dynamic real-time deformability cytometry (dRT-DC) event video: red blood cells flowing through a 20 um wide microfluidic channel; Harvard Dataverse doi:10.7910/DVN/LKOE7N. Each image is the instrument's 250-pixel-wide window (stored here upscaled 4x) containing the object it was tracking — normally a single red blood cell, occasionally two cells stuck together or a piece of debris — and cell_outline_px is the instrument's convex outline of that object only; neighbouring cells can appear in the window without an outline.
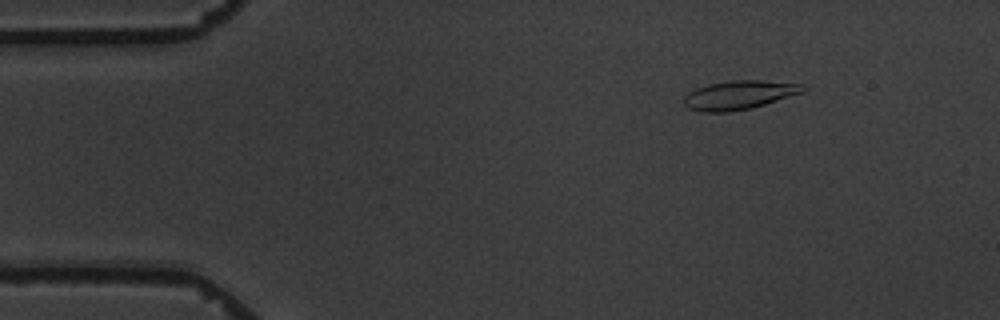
{"species": "common noctule bat (a hibernating species)", "species_latin": "Nyctalus noctula", "temperature_condition": "warm", "stored_images_in_passage": 10, "camera_frame_rate_fps": 3000, "um_per_image_px": 0.085, "animal": {"sex": "male", "body_mass_g": 19.5, "forearm_length_mm": 54.6}, "frame": {"image": 1, "passage_image": 2, "time_ms": 1.0, "image_size_px": [1000, 320], "cell_outline_px": [[808, 88], [804, 92], [752, 108], [728, 112], [704, 112], [688, 108], [684, 104], [684, 96], [688, 92], [696, 88], [708, 84], [732, 80], [760, 80], [804, 84]], "centroid_in_image_um": [62.84, 8.07], "position_along_channel_um": 22.2, "area_um2": 20.11}}
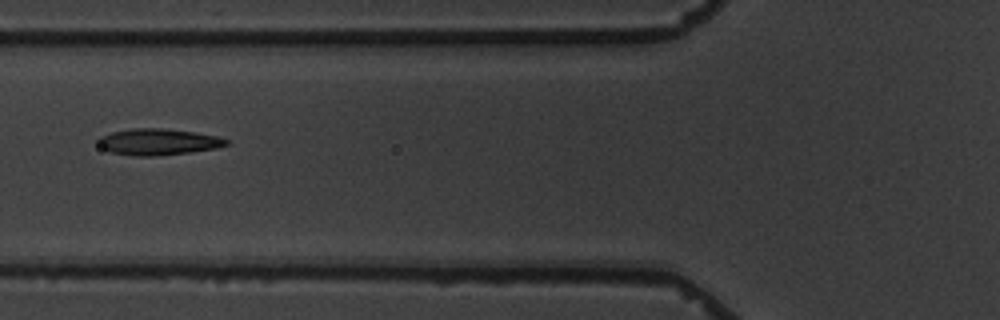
{"frame": {"image": 2, "passage_image": 6, "time_ms": 5.667, "image_size_px": [1000, 320], "cell_outline_px": [[228, 144], [216, 148], [188, 152], [152, 156], [132, 156], [112, 152], [100, 148], [96, 144], [96, 140], [100, 136], [112, 132], [132, 128], [160, 128], [196, 132], [216, 136], [228, 140]], "centroid_in_image_um": [13.37, 12.05], "position_along_channel_um": 112.4, "area_um2": 19.65}}
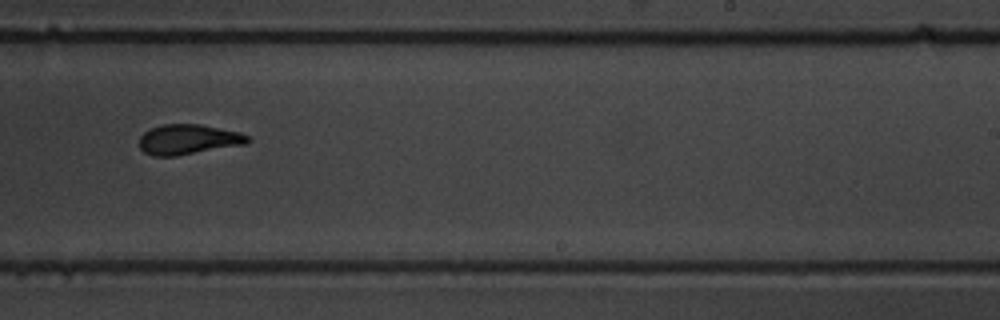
{"frame": {"image": 3, "passage_image": 10, "time_ms": 10.333, "image_size_px": [1000, 320], "cell_outline_px": [[252, 140], [248, 144], [176, 156], [156, 156], [144, 152], [140, 148], [140, 136], [144, 132], [152, 128], [164, 124], [200, 124], [240, 132], [248, 136]], "centroid_in_image_um": [16.05, 11.85], "position_along_channel_um": 273.0, "area_um2": 19.07}}